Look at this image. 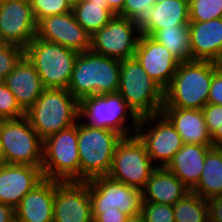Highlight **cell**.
Here are the masks:
<instances>
[{
    "mask_svg": "<svg viewBox=\"0 0 222 222\" xmlns=\"http://www.w3.org/2000/svg\"><path fill=\"white\" fill-rule=\"evenodd\" d=\"M53 222H93L88 181L55 180Z\"/></svg>",
    "mask_w": 222,
    "mask_h": 222,
    "instance_id": "15",
    "label": "cell"
},
{
    "mask_svg": "<svg viewBox=\"0 0 222 222\" xmlns=\"http://www.w3.org/2000/svg\"><path fill=\"white\" fill-rule=\"evenodd\" d=\"M141 32L136 21L115 15L91 35L90 51L124 60L134 57Z\"/></svg>",
    "mask_w": 222,
    "mask_h": 222,
    "instance_id": "12",
    "label": "cell"
},
{
    "mask_svg": "<svg viewBox=\"0 0 222 222\" xmlns=\"http://www.w3.org/2000/svg\"><path fill=\"white\" fill-rule=\"evenodd\" d=\"M189 23V0L156 2L137 22L141 34L148 36L163 28Z\"/></svg>",
    "mask_w": 222,
    "mask_h": 222,
    "instance_id": "21",
    "label": "cell"
},
{
    "mask_svg": "<svg viewBox=\"0 0 222 222\" xmlns=\"http://www.w3.org/2000/svg\"><path fill=\"white\" fill-rule=\"evenodd\" d=\"M11 222H19L16 218L13 220V221H11Z\"/></svg>",
    "mask_w": 222,
    "mask_h": 222,
    "instance_id": "46",
    "label": "cell"
},
{
    "mask_svg": "<svg viewBox=\"0 0 222 222\" xmlns=\"http://www.w3.org/2000/svg\"><path fill=\"white\" fill-rule=\"evenodd\" d=\"M23 116L25 112L18 105L15 96L5 82L0 81V119H17Z\"/></svg>",
    "mask_w": 222,
    "mask_h": 222,
    "instance_id": "33",
    "label": "cell"
},
{
    "mask_svg": "<svg viewBox=\"0 0 222 222\" xmlns=\"http://www.w3.org/2000/svg\"><path fill=\"white\" fill-rule=\"evenodd\" d=\"M213 147L222 148V125L217 128L216 132L211 136Z\"/></svg>",
    "mask_w": 222,
    "mask_h": 222,
    "instance_id": "42",
    "label": "cell"
},
{
    "mask_svg": "<svg viewBox=\"0 0 222 222\" xmlns=\"http://www.w3.org/2000/svg\"><path fill=\"white\" fill-rule=\"evenodd\" d=\"M78 112L79 121L92 127L113 130L122 137L135 135L140 119L118 92L80 99Z\"/></svg>",
    "mask_w": 222,
    "mask_h": 222,
    "instance_id": "4",
    "label": "cell"
},
{
    "mask_svg": "<svg viewBox=\"0 0 222 222\" xmlns=\"http://www.w3.org/2000/svg\"><path fill=\"white\" fill-rule=\"evenodd\" d=\"M79 52L35 37L24 49L44 88L67 89Z\"/></svg>",
    "mask_w": 222,
    "mask_h": 222,
    "instance_id": "7",
    "label": "cell"
},
{
    "mask_svg": "<svg viewBox=\"0 0 222 222\" xmlns=\"http://www.w3.org/2000/svg\"><path fill=\"white\" fill-rule=\"evenodd\" d=\"M141 214L146 222H175L172 205L143 202Z\"/></svg>",
    "mask_w": 222,
    "mask_h": 222,
    "instance_id": "34",
    "label": "cell"
},
{
    "mask_svg": "<svg viewBox=\"0 0 222 222\" xmlns=\"http://www.w3.org/2000/svg\"><path fill=\"white\" fill-rule=\"evenodd\" d=\"M72 12L76 21L91 35L115 16L107 0H82L72 6Z\"/></svg>",
    "mask_w": 222,
    "mask_h": 222,
    "instance_id": "27",
    "label": "cell"
},
{
    "mask_svg": "<svg viewBox=\"0 0 222 222\" xmlns=\"http://www.w3.org/2000/svg\"><path fill=\"white\" fill-rule=\"evenodd\" d=\"M161 113L175 127L184 144L213 145L202 109L163 107Z\"/></svg>",
    "mask_w": 222,
    "mask_h": 222,
    "instance_id": "23",
    "label": "cell"
},
{
    "mask_svg": "<svg viewBox=\"0 0 222 222\" xmlns=\"http://www.w3.org/2000/svg\"><path fill=\"white\" fill-rule=\"evenodd\" d=\"M136 135L144 143L156 167H167L184 144L175 127L162 113L141 117Z\"/></svg>",
    "mask_w": 222,
    "mask_h": 222,
    "instance_id": "11",
    "label": "cell"
},
{
    "mask_svg": "<svg viewBox=\"0 0 222 222\" xmlns=\"http://www.w3.org/2000/svg\"><path fill=\"white\" fill-rule=\"evenodd\" d=\"M55 180L44 178L15 208L19 222H53Z\"/></svg>",
    "mask_w": 222,
    "mask_h": 222,
    "instance_id": "20",
    "label": "cell"
},
{
    "mask_svg": "<svg viewBox=\"0 0 222 222\" xmlns=\"http://www.w3.org/2000/svg\"><path fill=\"white\" fill-rule=\"evenodd\" d=\"M5 164V161L3 159V156H2V152H1V148H0V167Z\"/></svg>",
    "mask_w": 222,
    "mask_h": 222,
    "instance_id": "44",
    "label": "cell"
},
{
    "mask_svg": "<svg viewBox=\"0 0 222 222\" xmlns=\"http://www.w3.org/2000/svg\"><path fill=\"white\" fill-rule=\"evenodd\" d=\"M118 93L139 118L162 111L164 90L135 57L121 60Z\"/></svg>",
    "mask_w": 222,
    "mask_h": 222,
    "instance_id": "5",
    "label": "cell"
},
{
    "mask_svg": "<svg viewBox=\"0 0 222 222\" xmlns=\"http://www.w3.org/2000/svg\"><path fill=\"white\" fill-rule=\"evenodd\" d=\"M125 0H107L109 9L115 14L118 15L124 5Z\"/></svg>",
    "mask_w": 222,
    "mask_h": 222,
    "instance_id": "41",
    "label": "cell"
},
{
    "mask_svg": "<svg viewBox=\"0 0 222 222\" xmlns=\"http://www.w3.org/2000/svg\"><path fill=\"white\" fill-rule=\"evenodd\" d=\"M42 173L60 182L80 181L78 121L43 140Z\"/></svg>",
    "mask_w": 222,
    "mask_h": 222,
    "instance_id": "8",
    "label": "cell"
},
{
    "mask_svg": "<svg viewBox=\"0 0 222 222\" xmlns=\"http://www.w3.org/2000/svg\"><path fill=\"white\" fill-rule=\"evenodd\" d=\"M150 37L165 46L180 62L192 60L189 25L163 28L155 31Z\"/></svg>",
    "mask_w": 222,
    "mask_h": 222,
    "instance_id": "28",
    "label": "cell"
},
{
    "mask_svg": "<svg viewBox=\"0 0 222 222\" xmlns=\"http://www.w3.org/2000/svg\"><path fill=\"white\" fill-rule=\"evenodd\" d=\"M175 222H208L207 200L190 191L173 205Z\"/></svg>",
    "mask_w": 222,
    "mask_h": 222,
    "instance_id": "29",
    "label": "cell"
},
{
    "mask_svg": "<svg viewBox=\"0 0 222 222\" xmlns=\"http://www.w3.org/2000/svg\"><path fill=\"white\" fill-rule=\"evenodd\" d=\"M219 67V64L210 61L180 62L164 90L163 107L202 109L208 103L213 73Z\"/></svg>",
    "mask_w": 222,
    "mask_h": 222,
    "instance_id": "1",
    "label": "cell"
},
{
    "mask_svg": "<svg viewBox=\"0 0 222 222\" xmlns=\"http://www.w3.org/2000/svg\"><path fill=\"white\" fill-rule=\"evenodd\" d=\"M208 103L222 105V66L213 73Z\"/></svg>",
    "mask_w": 222,
    "mask_h": 222,
    "instance_id": "38",
    "label": "cell"
},
{
    "mask_svg": "<svg viewBox=\"0 0 222 222\" xmlns=\"http://www.w3.org/2000/svg\"><path fill=\"white\" fill-rule=\"evenodd\" d=\"M213 145L183 144L166 167L192 191L198 184L207 152Z\"/></svg>",
    "mask_w": 222,
    "mask_h": 222,
    "instance_id": "25",
    "label": "cell"
},
{
    "mask_svg": "<svg viewBox=\"0 0 222 222\" xmlns=\"http://www.w3.org/2000/svg\"><path fill=\"white\" fill-rule=\"evenodd\" d=\"M209 208V220L211 222H222V196H216L207 200Z\"/></svg>",
    "mask_w": 222,
    "mask_h": 222,
    "instance_id": "39",
    "label": "cell"
},
{
    "mask_svg": "<svg viewBox=\"0 0 222 222\" xmlns=\"http://www.w3.org/2000/svg\"><path fill=\"white\" fill-rule=\"evenodd\" d=\"M122 138L113 130L92 127L78 120L80 181L108 175L116 145Z\"/></svg>",
    "mask_w": 222,
    "mask_h": 222,
    "instance_id": "6",
    "label": "cell"
},
{
    "mask_svg": "<svg viewBox=\"0 0 222 222\" xmlns=\"http://www.w3.org/2000/svg\"><path fill=\"white\" fill-rule=\"evenodd\" d=\"M20 108L26 112L44 91L39 74L24 55L4 80Z\"/></svg>",
    "mask_w": 222,
    "mask_h": 222,
    "instance_id": "22",
    "label": "cell"
},
{
    "mask_svg": "<svg viewBox=\"0 0 222 222\" xmlns=\"http://www.w3.org/2000/svg\"><path fill=\"white\" fill-rule=\"evenodd\" d=\"M190 190L166 167H157L142 189L143 202L174 205Z\"/></svg>",
    "mask_w": 222,
    "mask_h": 222,
    "instance_id": "24",
    "label": "cell"
},
{
    "mask_svg": "<svg viewBox=\"0 0 222 222\" xmlns=\"http://www.w3.org/2000/svg\"><path fill=\"white\" fill-rule=\"evenodd\" d=\"M24 56V48L15 44L0 45V81L15 68L17 63Z\"/></svg>",
    "mask_w": 222,
    "mask_h": 222,
    "instance_id": "32",
    "label": "cell"
},
{
    "mask_svg": "<svg viewBox=\"0 0 222 222\" xmlns=\"http://www.w3.org/2000/svg\"><path fill=\"white\" fill-rule=\"evenodd\" d=\"M134 57L163 90L173 79L180 61L150 36L141 34Z\"/></svg>",
    "mask_w": 222,
    "mask_h": 222,
    "instance_id": "17",
    "label": "cell"
},
{
    "mask_svg": "<svg viewBox=\"0 0 222 222\" xmlns=\"http://www.w3.org/2000/svg\"><path fill=\"white\" fill-rule=\"evenodd\" d=\"M0 148L6 164L42 168L43 140L26 116L0 119Z\"/></svg>",
    "mask_w": 222,
    "mask_h": 222,
    "instance_id": "9",
    "label": "cell"
},
{
    "mask_svg": "<svg viewBox=\"0 0 222 222\" xmlns=\"http://www.w3.org/2000/svg\"><path fill=\"white\" fill-rule=\"evenodd\" d=\"M126 222H146V220L142 214H138L135 216H129Z\"/></svg>",
    "mask_w": 222,
    "mask_h": 222,
    "instance_id": "43",
    "label": "cell"
},
{
    "mask_svg": "<svg viewBox=\"0 0 222 222\" xmlns=\"http://www.w3.org/2000/svg\"><path fill=\"white\" fill-rule=\"evenodd\" d=\"M92 210H116L129 216L141 214L142 190L111 179L95 177L88 181Z\"/></svg>",
    "mask_w": 222,
    "mask_h": 222,
    "instance_id": "13",
    "label": "cell"
},
{
    "mask_svg": "<svg viewBox=\"0 0 222 222\" xmlns=\"http://www.w3.org/2000/svg\"><path fill=\"white\" fill-rule=\"evenodd\" d=\"M36 37L79 53L89 51L91 45V34L76 21L72 11L41 19Z\"/></svg>",
    "mask_w": 222,
    "mask_h": 222,
    "instance_id": "16",
    "label": "cell"
},
{
    "mask_svg": "<svg viewBox=\"0 0 222 222\" xmlns=\"http://www.w3.org/2000/svg\"><path fill=\"white\" fill-rule=\"evenodd\" d=\"M156 168L144 143L135 134L118 142L107 176L142 190Z\"/></svg>",
    "mask_w": 222,
    "mask_h": 222,
    "instance_id": "10",
    "label": "cell"
},
{
    "mask_svg": "<svg viewBox=\"0 0 222 222\" xmlns=\"http://www.w3.org/2000/svg\"><path fill=\"white\" fill-rule=\"evenodd\" d=\"M30 5L36 23L45 17L72 11V5L68 0H30Z\"/></svg>",
    "mask_w": 222,
    "mask_h": 222,
    "instance_id": "31",
    "label": "cell"
},
{
    "mask_svg": "<svg viewBox=\"0 0 222 222\" xmlns=\"http://www.w3.org/2000/svg\"><path fill=\"white\" fill-rule=\"evenodd\" d=\"M121 60L80 52L76 58L67 90L79 101L82 98L118 92Z\"/></svg>",
    "mask_w": 222,
    "mask_h": 222,
    "instance_id": "2",
    "label": "cell"
},
{
    "mask_svg": "<svg viewBox=\"0 0 222 222\" xmlns=\"http://www.w3.org/2000/svg\"><path fill=\"white\" fill-rule=\"evenodd\" d=\"M82 0H68V2L73 6L79 2H81Z\"/></svg>",
    "mask_w": 222,
    "mask_h": 222,
    "instance_id": "45",
    "label": "cell"
},
{
    "mask_svg": "<svg viewBox=\"0 0 222 222\" xmlns=\"http://www.w3.org/2000/svg\"><path fill=\"white\" fill-rule=\"evenodd\" d=\"M192 192L205 200L222 196V148L212 147L207 152L199 182Z\"/></svg>",
    "mask_w": 222,
    "mask_h": 222,
    "instance_id": "26",
    "label": "cell"
},
{
    "mask_svg": "<svg viewBox=\"0 0 222 222\" xmlns=\"http://www.w3.org/2000/svg\"><path fill=\"white\" fill-rule=\"evenodd\" d=\"M93 222H126L129 215L116 210H92Z\"/></svg>",
    "mask_w": 222,
    "mask_h": 222,
    "instance_id": "37",
    "label": "cell"
},
{
    "mask_svg": "<svg viewBox=\"0 0 222 222\" xmlns=\"http://www.w3.org/2000/svg\"><path fill=\"white\" fill-rule=\"evenodd\" d=\"M35 21L30 1L0 0V41L24 49L36 37Z\"/></svg>",
    "mask_w": 222,
    "mask_h": 222,
    "instance_id": "14",
    "label": "cell"
},
{
    "mask_svg": "<svg viewBox=\"0 0 222 222\" xmlns=\"http://www.w3.org/2000/svg\"><path fill=\"white\" fill-rule=\"evenodd\" d=\"M208 133L212 136L222 125V105L207 103L202 108Z\"/></svg>",
    "mask_w": 222,
    "mask_h": 222,
    "instance_id": "36",
    "label": "cell"
},
{
    "mask_svg": "<svg viewBox=\"0 0 222 222\" xmlns=\"http://www.w3.org/2000/svg\"><path fill=\"white\" fill-rule=\"evenodd\" d=\"M188 25L192 60L215 62L221 66L222 18Z\"/></svg>",
    "mask_w": 222,
    "mask_h": 222,
    "instance_id": "19",
    "label": "cell"
},
{
    "mask_svg": "<svg viewBox=\"0 0 222 222\" xmlns=\"http://www.w3.org/2000/svg\"><path fill=\"white\" fill-rule=\"evenodd\" d=\"M79 101L67 89L45 88L25 112L32 128L44 140L79 120Z\"/></svg>",
    "mask_w": 222,
    "mask_h": 222,
    "instance_id": "3",
    "label": "cell"
},
{
    "mask_svg": "<svg viewBox=\"0 0 222 222\" xmlns=\"http://www.w3.org/2000/svg\"><path fill=\"white\" fill-rule=\"evenodd\" d=\"M43 179L39 166L3 164L0 167V203L15 209Z\"/></svg>",
    "mask_w": 222,
    "mask_h": 222,
    "instance_id": "18",
    "label": "cell"
},
{
    "mask_svg": "<svg viewBox=\"0 0 222 222\" xmlns=\"http://www.w3.org/2000/svg\"><path fill=\"white\" fill-rule=\"evenodd\" d=\"M15 219V209L0 203V222H11Z\"/></svg>",
    "mask_w": 222,
    "mask_h": 222,
    "instance_id": "40",
    "label": "cell"
},
{
    "mask_svg": "<svg viewBox=\"0 0 222 222\" xmlns=\"http://www.w3.org/2000/svg\"><path fill=\"white\" fill-rule=\"evenodd\" d=\"M155 3L156 0H125L118 16L138 22Z\"/></svg>",
    "mask_w": 222,
    "mask_h": 222,
    "instance_id": "35",
    "label": "cell"
},
{
    "mask_svg": "<svg viewBox=\"0 0 222 222\" xmlns=\"http://www.w3.org/2000/svg\"><path fill=\"white\" fill-rule=\"evenodd\" d=\"M222 18V0H189V21L204 22Z\"/></svg>",
    "mask_w": 222,
    "mask_h": 222,
    "instance_id": "30",
    "label": "cell"
}]
</instances>
